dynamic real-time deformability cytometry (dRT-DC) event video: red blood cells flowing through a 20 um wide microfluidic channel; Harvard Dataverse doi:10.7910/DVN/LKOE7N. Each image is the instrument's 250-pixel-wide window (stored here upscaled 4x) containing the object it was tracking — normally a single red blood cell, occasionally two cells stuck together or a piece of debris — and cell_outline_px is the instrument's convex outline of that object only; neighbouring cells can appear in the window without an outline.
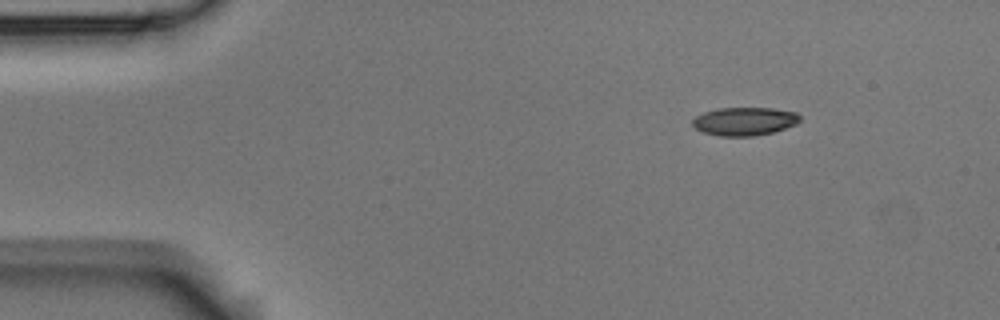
{"species": "Egyptian fruit bat (a non-hibernating species)", "species_latin": "Rousettus aegyptiacus", "temperature_condition": "room temperature", "stored_images_in_passage": 5, "camera_frame_rate_fps": 3000, "um_per_image_px": 0.085, "animal": {"sex": "male"}, "frame": {"image": 1, "passage_image": 1, "time_ms": 0.0, "image_size_px": [1000, 320], "cell_outline_px": [[800, 120], [796, 124], [772, 132], [752, 136], [720, 136], [704, 132], [696, 128], [692, 124], [692, 120], [696, 116], [704, 112], [716, 108], [772, 108], [796, 112], [800, 116]], "centroid_in_image_um": [63.27, 10.3], "position_along_channel_um": 21.7, "area_um2": 17.57}}
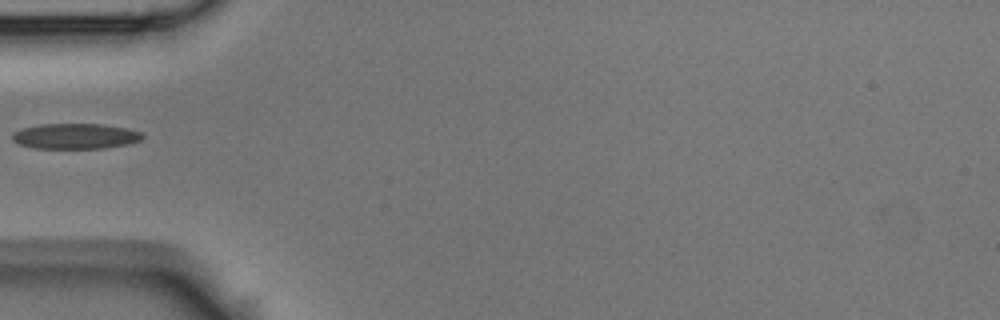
{"frame": {"image": 2, "passage_image": 4, "time_ms": 1.0, "image_size_px": [1000, 320], "cell_outline_px": [[144, 136], [140, 140], [128, 144], [104, 148], [32, 148], [20, 144], [12, 140], [12, 132], [20, 128], [40, 124], [100, 124], [128, 128], [140, 132]], "centroid_in_image_um": [6.37, 11.57], "position_along_channel_um": 78.6, "area_um2": 19.36}}
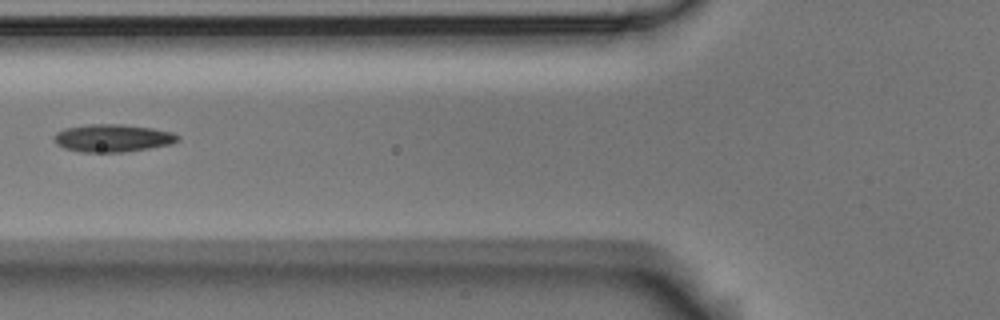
{"frame": {"image": 3, "passage_image": 5, "time_ms": 1.333, "image_size_px": [1000, 320], "cell_outline_px": [[180, 140], [172, 144], [124, 152], [80, 152], [64, 148], [56, 144], [52, 140], [52, 136], [56, 132], [64, 128], [88, 124], [124, 124], [152, 128], [172, 132], [180, 136]], "centroid_in_image_um": [9.54, 11.73], "position_along_channel_um": 116.3, "area_um2": 20.23}}